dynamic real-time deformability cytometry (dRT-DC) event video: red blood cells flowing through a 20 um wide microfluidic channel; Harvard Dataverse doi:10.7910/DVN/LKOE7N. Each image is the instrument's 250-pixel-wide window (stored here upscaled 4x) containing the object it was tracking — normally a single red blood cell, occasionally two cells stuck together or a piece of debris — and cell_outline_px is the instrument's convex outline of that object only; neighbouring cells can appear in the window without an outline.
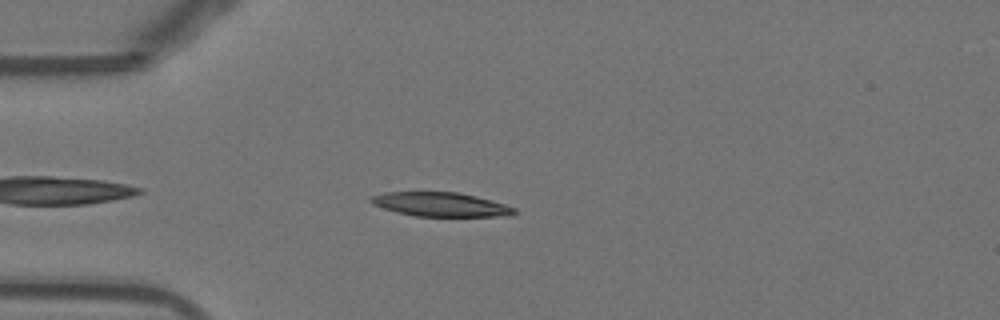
{"species": "Egyptian fruit bat (a non-hibernating species)", "species_latin": "Rousettus aegyptiacus", "temperature_condition": "warm", "stored_images_in_passage": 39, "camera_frame_rate_fps": 3000, "um_per_image_px": 0.085, "animal": {"sex": "female"}, "frame": {"image": 1, "passage_image": 4, "time_ms": 1.0, "image_size_px": [1000, 320], "cell_outline_px": [[516, 212], [512, 216], [416, 216], [396, 212], [372, 204], [368, 200], [368, 196], [384, 192], [456, 192], [476, 196], [504, 204], [516, 208]], "centroid_in_image_um": [37.41, 17.37], "position_along_channel_um": 47.6, "area_um2": 20.17}}
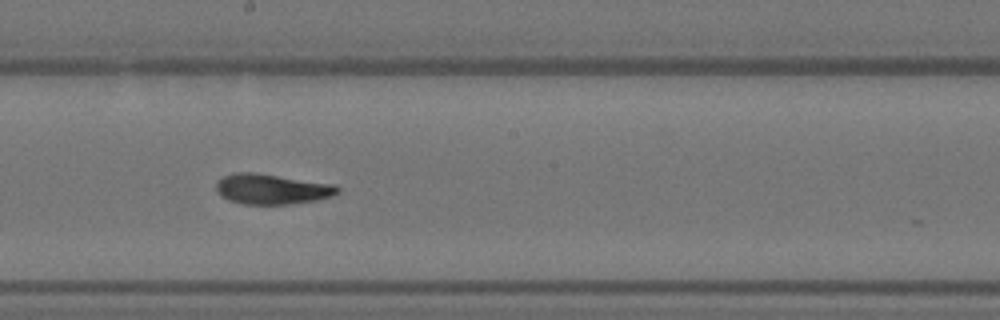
{"frame": {"image": 2, "passage_image": 19, "time_ms": 6.0, "image_size_px": [1000, 320], "cell_outline_px": [[340, 192], [332, 196], [316, 200], [292, 204], [244, 204], [228, 200], [220, 196], [216, 188], [216, 184], [224, 176], [232, 172], [256, 172], [336, 184], [340, 188]], "centroid_in_image_um": [23.13, 16.06], "position_along_channel_um": 225.1, "area_um2": 21.68}}
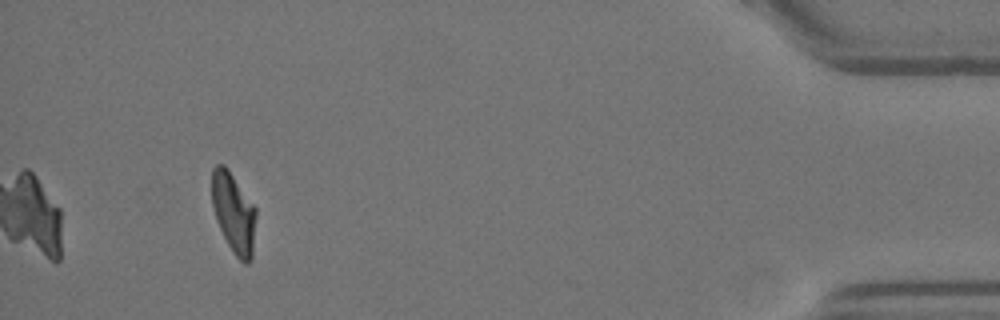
{"frame": {"image": 3, "passage_image": 39, "time_ms": 12.667, "image_size_px": [1000, 320], "cell_outline_px": [[256, 216], [252, 256], [248, 264], [244, 264], [232, 252], [216, 220], [212, 204], [212, 168], [216, 164], [224, 164], [228, 168], [256, 208]], "centroid_in_image_um": [19.86, 18.08], "position_along_channel_um": 415.3, "area_um2": 20.63}, "authors_computed_cell_mechanics": {"area_um2": 21.3282, "velocity_mm_per_s": 3.8525, "shape_relaxation_time_tau1_ms": null, "shape_relaxation_time_tau2_ms": 2.42, "deformation_change_tau1": null, "deformation_change_tau2": 0.0945}}